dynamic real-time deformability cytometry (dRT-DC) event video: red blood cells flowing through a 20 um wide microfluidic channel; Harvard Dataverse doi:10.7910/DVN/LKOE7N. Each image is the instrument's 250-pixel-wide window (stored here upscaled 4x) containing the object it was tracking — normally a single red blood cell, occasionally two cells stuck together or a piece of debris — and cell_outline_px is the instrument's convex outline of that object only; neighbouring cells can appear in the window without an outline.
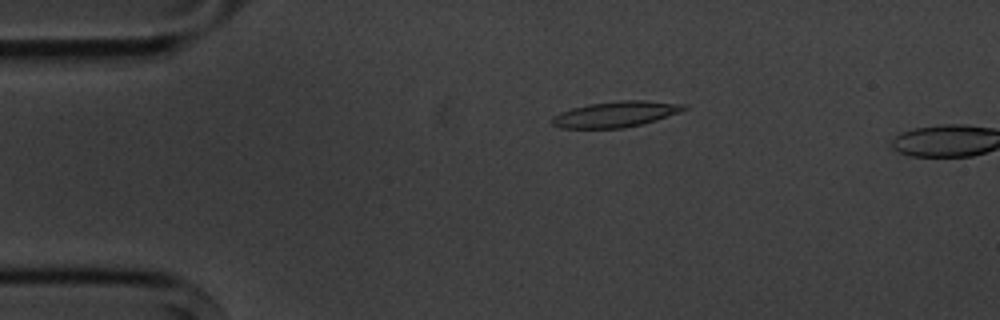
{"species": "common noctule bat (a hibernating species)", "species_latin": "Nyctalus noctula", "temperature_condition": "cold", "stored_images_in_passage": 4, "camera_frame_rate_fps": 3000, "um_per_image_px": 0.085, "animal": {"sex": "male", "body_mass_g": 20.1, "forearm_length_mm": 53.5}, "frame": {"image": 1, "passage_image": 3, "time_ms": 2.333, "image_size_px": [1000, 320], "cell_outline_px": [[688, 108], [680, 112], [656, 120], [624, 128], [560, 128], [552, 124], [552, 116], [560, 112], [572, 108], [588, 104], [620, 100], [644, 100], [688, 104]], "centroid_in_image_um": [52.35, 9.7], "position_along_channel_um": 32.6, "area_um2": 19.88}}